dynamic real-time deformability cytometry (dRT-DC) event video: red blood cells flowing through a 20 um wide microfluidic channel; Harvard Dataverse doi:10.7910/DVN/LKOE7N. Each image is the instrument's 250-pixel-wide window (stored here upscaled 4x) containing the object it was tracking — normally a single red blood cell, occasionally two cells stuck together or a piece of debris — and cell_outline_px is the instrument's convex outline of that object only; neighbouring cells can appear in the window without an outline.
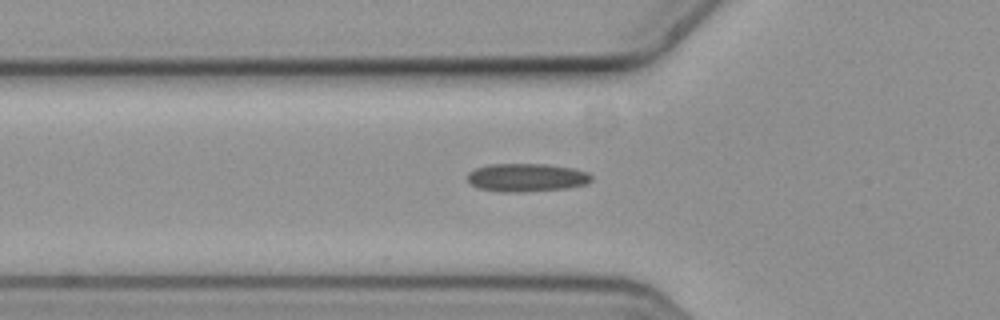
{"species": "common noctule bat (a hibernating species)", "species_latin": "Nyctalus noctula", "temperature_condition": "cold", "stored_images_in_passage": 5, "camera_frame_rate_fps": 3000, "um_per_image_px": 0.085, "animal": {"sex": "female", "body_mass_g": 19.3, "forearm_length_mm": 54.1}, "frame": {"image": 1, "passage_image": 4, "time_ms": 1.0, "image_size_px": [1000, 320], "cell_outline_px": [[592, 180], [584, 184], [564, 188], [520, 192], [500, 192], [480, 188], [468, 184], [468, 172], [476, 168], [488, 164], [548, 164], [572, 168], [588, 172], [592, 176]], "centroid_in_image_um": [44.72, 15.08], "position_along_channel_um": 81.1, "area_um2": 20.35}}
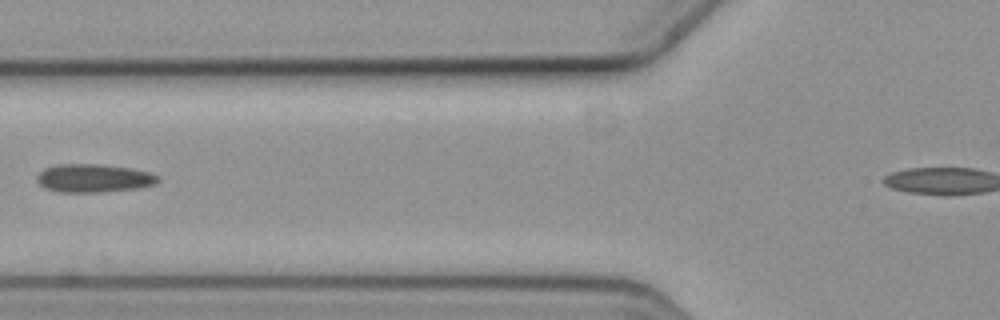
{"frame": {"image": 2, "passage_image": 5, "time_ms": 1.333, "image_size_px": [1000, 320], "cell_outline_px": [[160, 180], [156, 184], [136, 188], [100, 192], [60, 192], [44, 188], [36, 180], [36, 176], [44, 168], [56, 164], [100, 164], [132, 168], [148, 172], [160, 176]], "centroid_in_image_um": [7.95, 15.14], "position_along_channel_um": 117.8, "area_um2": 20.06}}